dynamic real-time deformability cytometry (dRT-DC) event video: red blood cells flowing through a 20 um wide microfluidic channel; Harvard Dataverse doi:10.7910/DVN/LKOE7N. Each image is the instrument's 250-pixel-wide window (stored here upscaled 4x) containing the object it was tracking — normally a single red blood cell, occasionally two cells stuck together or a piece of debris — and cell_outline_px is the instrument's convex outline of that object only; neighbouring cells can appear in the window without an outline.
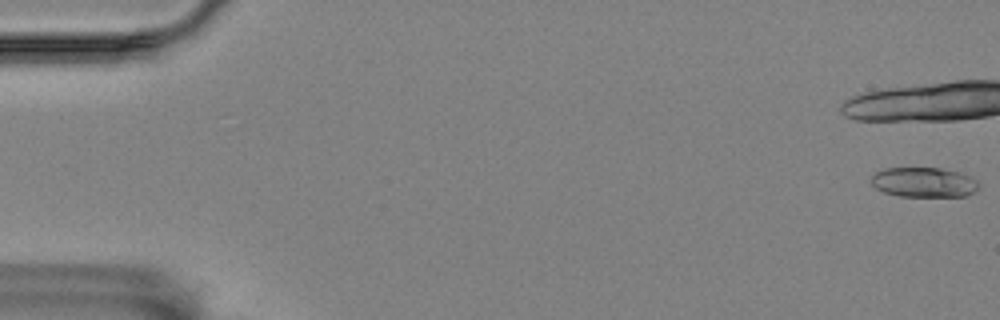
{"species": "Egyptian fruit bat (a non-hibernating species)", "species_latin": "Rousettus aegyptiacus", "temperature_condition": "room temperature", "stored_images_in_passage": 9, "camera_frame_rate_fps": 3000, "um_per_image_px": 0.085, "animal": {"sex": "female"}, "frame": {"image": 1, "passage_image": 1, "time_ms": 0.0, "image_size_px": [1000, 320], "cell_outline_px": [[980, 184], [972, 192], [964, 196], [900, 196], [884, 192], [876, 188], [872, 184], [872, 176], [876, 172], [884, 168], [940, 168], [960, 172], [976, 180]], "centroid_in_image_um": [78.51, 15.49], "position_along_channel_um": 6.5, "area_um2": 18.5}}